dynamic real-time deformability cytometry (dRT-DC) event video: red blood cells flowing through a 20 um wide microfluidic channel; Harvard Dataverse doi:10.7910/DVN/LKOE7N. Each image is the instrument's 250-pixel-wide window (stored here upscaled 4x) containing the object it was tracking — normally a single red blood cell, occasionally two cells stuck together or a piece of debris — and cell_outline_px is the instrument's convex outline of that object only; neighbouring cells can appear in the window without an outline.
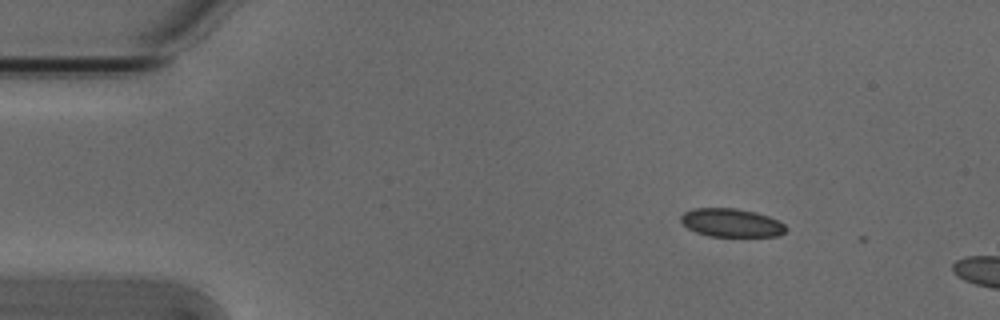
{"species": "Egyptian fruit bat (a non-hibernating species)", "species_latin": "Rousettus aegyptiacus", "temperature_condition": "cold", "stored_images_in_passage": 8, "camera_frame_rate_fps": 3000, "um_per_image_px": 0.085, "animal": {"sex": "male"}, "frame": {"image": 1, "passage_image": 1, "time_ms": 0.0, "image_size_px": [1000, 320], "cell_outline_px": [[784, 232], [780, 236], [708, 236], [696, 232], [688, 228], [680, 220], [680, 216], [684, 212], [692, 208], [736, 208], [756, 212], [768, 216], [784, 224]], "centroid_in_image_um": [62.13, 18.93], "position_along_channel_um": 22.9, "area_um2": 17.28}}